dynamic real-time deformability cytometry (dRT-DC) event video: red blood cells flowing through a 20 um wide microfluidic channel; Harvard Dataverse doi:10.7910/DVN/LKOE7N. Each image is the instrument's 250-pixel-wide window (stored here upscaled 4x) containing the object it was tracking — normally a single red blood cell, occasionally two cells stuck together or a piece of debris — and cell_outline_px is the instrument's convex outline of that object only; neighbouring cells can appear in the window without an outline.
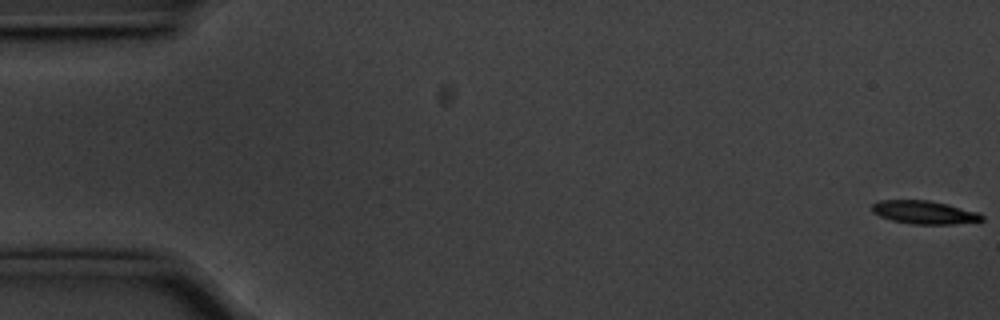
{"species": "common noctule bat (a hibernating species)", "species_latin": "Nyctalus noctula", "temperature_condition": "cold", "stored_images_in_passage": 57, "camera_frame_rate_fps": 3000, "um_per_image_px": 0.085, "animal": {"sex": "male", "body_mass_g": 20.1, "forearm_length_mm": 53.5}, "frame": {"image": 1, "passage_image": 1, "time_ms": 0.0, "image_size_px": [1000, 320], "cell_outline_px": [[984, 220], [952, 224], [912, 224], [892, 220], [880, 216], [872, 212], [872, 204], [880, 200], [928, 200], [948, 204], [980, 212], [984, 216]], "centroid_in_image_um": [78.59, 18.04], "position_along_channel_um": 6.4, "area_um2": 14.91}}
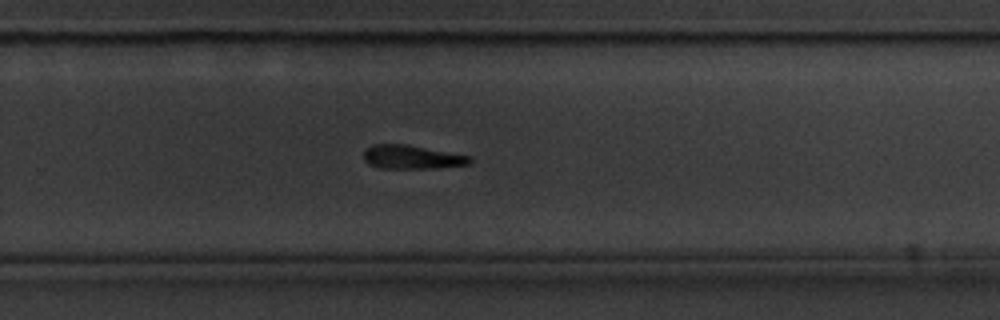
{"frame": {"image": 2, "passage_image": 37, "time_ms": 12.0, "image_size_px": [1000, 320], "cell_outline_px": [[472, 160], [468, 164], [436, 168], [380, 168], [368, 164], [364, 160], [364, 152], [372, 144], [408, 144], [472, 156]], "centroid_in_image_um": [35.02, 13.34], "position_along_channel_um": 294.8, "area_um2": 14.74}}
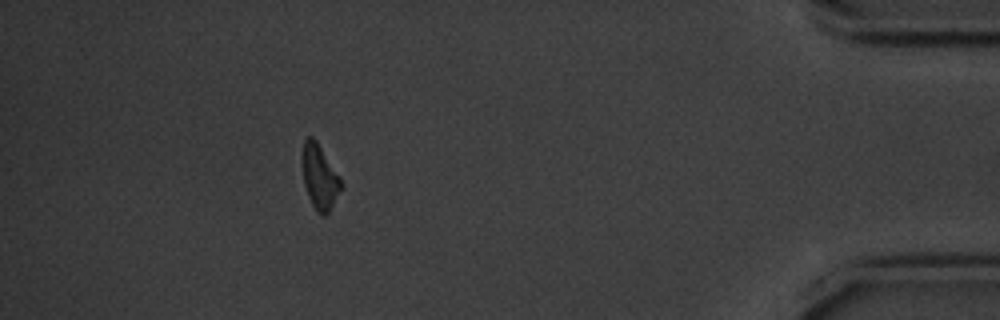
{"frame": {"image": 3, "passage_image": 51, "time_ms": 16.667, "image_size_px": [1000, 320], "cell_outline_px": [[340, 188], [328, 212], [324, 216], [316, 212], [308, 196], [304, 184], [304, 140], [308, 136], [312, 136], [316, 140], [340, 176]], "centroid_in_image_um": [27.17, 15.04], "position_along_channel_um": 408.0, "area_um2": 13.87}, "authors_computed_cell_mechanics": {"area_um2": 15.2592, "velocity_mm_per_s": 3.5612, "shape_relaxation_time_tau1_ms": 4.2039, "shape_relaxation_time_tau2_ms": null, "deformation_change_tau1": 0.1425, "deformation_change_tau2": null}}